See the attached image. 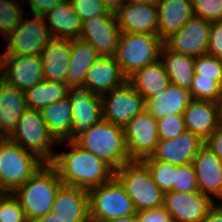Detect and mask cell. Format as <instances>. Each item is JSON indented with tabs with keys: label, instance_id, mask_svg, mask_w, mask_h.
I'll return each mask as SVG.
<instances>
[{
	"label": "cell",
	"instance_id": "cell-27",
	"mask_svg": "<svg viewBox=\"0 0 222 222\" xmlns=\"http://www.w3.org/2000/svg\"><path fill=\"white\" fill-rule=\"evenodd\" d=\"M128 81L144 101L160 96L171 83L160 59L137 71Z\"/></svg>",
	"mask_w": 222,
	"mask_h": 222
},
{
	"label": "cell",
	"instance_id": "cell-47",
	"mask_svg": "<svg viewBox=\"0 0 222 222\" xmlns=\"http://www.w3.org/2000/svg\"><path fill=\"white\" fill-rule=\"evenodd\" d=\"M109 12L115 13L121 6L126 3V0H101Z\"/></svg>",
	"mask_w": 222,
	"mask_h": 222
},
{
	"label": "cell",
	"instance_id": "cell-6",
	"mask_svg": "<svg viewBox=\"0 0 222 222\" xmlns=\"http://www.w3.org/2000/svg\"><path fill=\"white\" fill-rule=\"evenodd\" d=\"M136 212L163 206L164 192L154 182L150 170L142 161H130L115 171Z\"/></svg>",
	"mask_w": 222,
	"mask_h": 222
},
{
	"label": "cell",
	"instance_id": "cell-44",
	"mask_svg": "<svg viewBox=\"0 0 222 222\" xmlns=\"http://www.w3.org/2000/svg\"><path fill=\"white\" fill-rule=\"evenodd\" d=\"M63 1L64 0H23V3L26 5V2H28L29 4L30 12L28 14L43 16Z\"/></svg>",
	"mask_w": 222,
	"mask_h": 222
},
{
	"label": "cell",
	"instance_id": "cell-43",
	"mask_svg": "<svg viewBox=\"0 0 222 222\" xmlns=\"http://www.w3.org/2000/svg\"><path fill=\"white\" fill-rule=\"evenodd\" d=\"M137 222H173L163 206L136 212Z\"/></svg>",
	"mask_w": 222,
	"mask_h": 222
},
{
	"label": "cell",
	"instance_id": "cell-3",
	"mask_svg": "<svg viewBox=\"0 0 222 222\" xmlns=\"http://www.w3.org/2000/svg\"><path fill=\"white\" fill-rule=\"evenodd\" d=\"M61 185L57 170L46 163L12 194L30 222L52 211L55 195Z\"/></svg>",
	"mask_w": 222,
	"mask_h": 222
},
{
	"label": "cell",
	"instance_id": "cell-5",
	"mask_svg": "<svg viewBox=\"0 0 222 222\" xmlns=\"http://www.w3.org/2000/svg\"><path fill=\"white\" fill-rule=\"evenodd\" d=\"M163 45L158 34L121 33L114 57L128 80L146 65L160 59Z\"/></svg>",
	"mask_w": 222,
	"mask_h": 222
},
{
	"label": "cell",
	"instance_id": "cell-8",
	"mask_svg": "<svg viewBox=\"0 0 222 222\" xmlns=\"http://www.w3.org/2000/svg\"><path fill=\"white\" fill-rule=\"evenodd\" d=\"M89 217L94 222L135 215L136 210L124 186L114 176L108 182L88 190Z\"/></svg>",
	"mask_w": 222,
	"mask_h": 222
},
{
	"label": "cell",
	"instance_id": "cell-33",
	"mask_svg": "<svg viewBox=\"0 0 222 222\" xmlns=\"http://www.w3.org/2000/svg\"><path fill=\"white\" fill-rule=\"evenodd\" d=\"M21 2L18 0H0V34L4 40L14 31L25 14L22 7L24 6L23 0Z\"/></svg>",
	"mask_w": 222,
	"mask_h": 222
},
{
	"label": "cell",
	"instance_id": "cell-14",
	"mask_svg": "<svg viewBox=\"0 0 222 222\" xmlns=\"http://www.w3.org/2000/svg\"><path fill=\"white\" fill-rule=\"evenodd\" d=\"M209 21L192 16L183 27L164 41L171 51L197 57L207 54L210 33Z\"/></svg>",
	"mask_w": 222,
	"mask_h": 222
},
{
	"label": "cell",
	"instance_id": "cell-22",
	"mask_svg": "<svg viewBox=\"0 0 222 222\" xmlns=\"http://www.w3.org/2000/svg\"><path fill=\"white\" fill-rule=\"evenodd\" d=\"M186 130L205 141L218 128L216 102L191 100L183 112Z\"/></svg>",
	"mask_w": 222,
	"mask_h": 222
},
{
	"label": "cell",
	"instance_id": "cell-39",
	"mask_svg": "<svg viewBox=\"0 0 222 222\" xmlns=\"http://www.w3.org/2000/svg\"><path fill=\"white\" fill-rule=\"evenodd\" d=\"M81 22L93 17L115 16L101 0H69Z\"/></svg>",
	"mask_w": 222,
	"mask_h": 222
},
{
	"label": "cell",
	"instance_id": "cell-50",
	"mask_svg": "<svg viewBox=\"0 0 222 222\" xmlns=\"http://www.w3.org/2000/svg\"><path fill=\"white\" fill-rule=\"evenodd\" d=\"M218 125L222 128V96L216 101Z\"/></svg>",
	"mask_w": 222,
	"mask_h": 222
},
{
	"label": "cell",
	"instance_id": "cell-15",
	"mask_svg": "<svg viewBox=\"0 0 222 222\" xmlns=\"http://www.w3.org/2000/svg\"><path fill=\"white\" fill-rule=\"evenodd\" d=\"M120 35L115 16H99L82 21L79 39L89 43L99 56L114 57Z\"/></svg>",
	"mask_w": 222,
	"mask_h": 222
},
{
	"label": "cell",
	"instance_id": "cell-32",
	"mask_svg": "<svg viewBox=\"0 0 222 222\" xmlns=\"http://www.w3.org/2000/svg\"><path fill=\"white\" fill-rule=\"evenodd\" d=\"M27 107L41 110L49 104L64 99L68 94V85L61 82L43 80L25 92Z\"/></svg>",
	"mask_w": 222,
	"mask_h": 222
},
{
	"label": "cell",
	"instance_id": "cell-23",
	"mask_svg": "<svg viewBox=\"0 0 222 222\" xmlns=\"http://www.w3.org/2000/svg\"><path fill=\"white\" fill-rule=\"evenodd\" d=\"M71 40L52 38L41 53L43 78L67 84Z\"/></svg>",
	"mask_w": 222,
	"mask_h": 222
},
{
	"label": "cell",
	"instance_id": "cell-49",
	"mask_svg": "<svg viewBox=\"0 0 222 222\" xmlns=\"http://www.w3.org/2000/svg\"><path fill=\"white\" fill-rule=\"evenodd\" d=\"M105 222H137V217L135 214V215L123 216V217H119V218H112V219H109Z\"/></svg>",
	"mask_w": 222,
	"mask_h": 222
},
{
	"label": "cell",
	"instance_id": "cell-26",
	"mask_svg": "<svg viewBox=\"0 0 222 222\" xmlns=\"http://www.w3.org/2000/svg\"><path fill=\"white\" fill-rule=\"evenodd\" d=\"M43 17L53 38L69 40L79 38L82 22L69 0L56 5Z\"/></svg>",
	"mask_w": 222,
	"mask_h": 222
},
{
	"label": "cell",
	"instance_id": "cell-7",
	"mask_svg": "<svg viewBox=\"0 0 222 222\" xmlns=\"http://www.w3.org/2000/svg\"><path fill=\"white\" fill-rule=\"evenodd\" d=\"M7 139L36 154L45 163H51L55 157L53 149L58 142L49 133L40 110L27 108Z\"/></svg>",
	"mask_w": 222,
	"mask_h": 222
},
{
	"label": "cell",
	"instance_id": "cell-13",
	"mask_svg": "<svg viewBox=\"0 0 222 222\" xmlns=\"http://www.w3.org/2000/svg\"><path fill=\"white\" fill-rule=\"evenodd\" d=\"M215 204V200L200 191L164 193L163 207L173 222H201Z\"/></svg>",
	"mask_w": 222,
	"mask_h": 222
},
{
	"label": "cell",
	"instance_id": "cell-42",
	"mask_svg": "<svg viewBox=\"0 0 222 222\" xmlns=\"http://www.w3.org/2000/svg\"><path fill=\"white\" fill-rule=\"evenodd\" d=\"M207 54L222 59V21L211 22Z\"/></svg>",
	"mask_w": 222,
	"mask_h": 222
},
{
	"label": "cell",
	"instance_id": "cell-20",
	"mask_svg": "<svg viewBox=\"0 0 222 222\" xmlns=\"http://www.w3.org/2000/svg\"><path fill=\"white\" fill-rule=\"evenodd\" d=\"M199 191L213 200L222 198V162L205 145L192 161ZM216 197V198H214Z\"/></svg>",
	"mask_w": 222,
	"mask_h": 222
},
{
	"label": "cell",
	"instance_id": "cell-24",
	"mask_svg": "<svg viewBox=\"0 0 222 222\" xmlns=\"http://www.w3.org/2000/svg\"><path fill=\"white\" fill-rule=\"evenodd\" d=\"M25 93L0 79V137L8 138L27 109Z\"/></svg>",
	"mask_w": 222,
	"mask_h": 222
},
{
	"label": "cell",
	"instance_id": "cell-37",
	"mask_svg": "<svg viewBox=\"0 0 222 222\" xmlns=\"http://www.w3.org/2000/svg\"><path fill=\"white\" fill-rule=\"evenodd\" d=\"M0 222H29L12 193H0Z\"/></svg>",
	"mask_w": 222,
	"mask_h": 222
},
{
	"label": "cell",
	"instance_id": "cell-28",
	"mask_svg": "<svg viewBox=\"0 0 222 222\" xmlns=\"http://www.w3.org/2000/svg\"><path fill=\"white\" fill-rule=\"evenodd\" d=\"M191 100L190 91L170 83L163 94L145 101V109L156 120H159L165 116L183 115Z\"/></svg>",
	"mask_w": 222,
	"mask_h": 222
},
{
	"label": "cell",
	"instance_id": "cell-1",
	"mask_svg": "<svg viewBox=\"0 0 222 222\" xmlns=\"http://www.w3.org/2000/svg\"><path fill=\"white\" fill-rule=\"evenodd\" d=\"M65 143L69 150L56 152L50 163L57 170L63 185L90 190L115 176V171L108 164L74 141L58 142Z\"/></svg>",
	"mask_w": 222,
	"mask_h": 222
},
{
	"label": "cell",
	"instance_id": "cell-31",
	"mask_svg": "<svg viewBox=\"0 0 222 222\" xmlns=\"http://www.w3.org/2000/svg\"><path fill=\"white\" fill-rule=\"evenodd\" d=\"M99 57L98 52L89 43L79 38L71 40L67 85H84L87 70Z\"/></svg>",
	"mask_w": 222,
	"mask_h": 222
},
{
	"label": "cell",
	"instance_id": "cell-38",
	"mask_svg": "<svg viewBox=\"0 0 222 222\" xmlns=\"http://www.w3.org/2000/svg\"><path fill=\"white\" fill-rule=\"evenodd\" d=\"M174 191L182 193L199 191L192 163L175 165Z\"/></svg>",
	"mask_w": 222,
	"mask_h": 222
},
{
	"label": "cell",
	"instance_id": "cell-9",
	"mask_svg": "<svg viewBox=\"0 0 222 222\" xmlns=\"http://www.w3.org/2000/svg\"><path fill=\"white\" fill-rule=\"evenodd\" d=\"M31 15L32 18L26 17ZM20 23L6 38L3 55H34L41 57V53L53 38L44 17L26 13ZM25 16V17H24Z\"/></svg>",
	"mask_w": 222,
	"mask_h": 222
},
{
	"label": "cell",
	"instance_id": "cell-16",
	"mask_svg": "<svg viewBox=\"0 0 222 222\" xmlns=\"http://www.w3.org/2000/svg\"><path fill=\"white\" fill-rule=\"evenodd\" d=\"M1 79L25 92L44 80L41 57L34 55H3Z\"/></svg>",
	"mask_w": 222,
	"mask_h": 222
},
{
	"label": "cell",
	"instance_id": "cell-34",
	"mask_svg": "<svg viewBox=\"0 0 222 222\" xmlns=\"http://www.w3.org/2000/svg\"><path fill=\"white\" fill-rule=\"evenodd\" d=\"M142 162L148 167L154 182L164 193L174 191L175 165L153 160L151 157Z\"/></svg>",
	"mask_w": 222,
	"mask_h": 222
},
{
	"label": "cell",
	"instance_id": "cell-52",
	"mask_svg": "<svg viewBox=\"0 0 222 222\" xmlns=\"http://www.w3.org/2000/svg\"><path fill=\"white\" fill-rule=\"evenodd\" d=\"M2 59H3V51L0 53V79L2 78Z\"/></svg>",
	"mask_w": 222,
	"mask_h": 222
},
{
	"label": "cell",
	"instance_id": "cell-18",
	"mask_svg": "<svg viewBox=\"0 0 222 222\" xmlns=\"http://www.w3.org/2000/svg\"><path fill=\"white\" fill-rule=\"evenodd\" d=\"M115 17L121 33L158 34L157 5L126 2Z\"/></svg>",
	"mask_w": 222,
	"mask_h": 222
},
{
	"label": "cell",
	"instance_id": "cell-45",
	"mask_svg": "<svg viewBox=\"0 0 222 222\" xmlns=\"http://www.w3.org/2000/svg\"><path fill=\"white\" fill-rule=\"evenodd\" d=\"M204 145L210 149L222 162V128H218L205 141Z\"/></svg>",
	"mask_w": 222,
	"mask_h": 222
},
{
	"label": "cell",
	"instance_id": "cell-48",
	"mask_svg": "<svg viewBox=\"0 0 222 222\" xmlns=\"http://www.w3.org/2000/svg\"><path fill=\"white\" fill-rule=\"evenodd\" d=\"M30 222H62V221L50 212L47 213L46 215L37 217Z\"/></svg>",
	"mask_w": 222,
	"mask_h": 222
},
{
	"label": "cell",
	"instance_id": "cell-10",
	"mask_svg": "<svg viewBox=\"0 0 222 222\" xmlns=\"http://www.w3.org/2000/svg\"><path fill=\"white\" fill-rule=\"evenodd\" d=\"M130 161H143L152 156L159 142L158 120L146 109L135 115L124 127Z\"/></svg>",
	"mask_w": 222,
	"mask_h": 222
},
{
	"label": "cell",
	"instance_id": "cell-12",
	"mask_svg": "<svg viewBox=\"0 0 222 222\" xmlns=\"http://www.w3.org/2000/svg\"><path fill=\"white\" fill-rule=\"evenodd\" d=\"M101 102L103 119L122 127L145 109L143 97L128 80L101 95Z\"/></svg>",
	"mask_w": 222,
	"mask_h": 222
},
{
	"label": "cell",
	"instance_id": "cell-2",
	"mask_svg": "<svg viewBox=\"0 0 222 222\" xmlns=\"http://www.w3.org/2000/svg\"><path fill=\"white\" fill-rule=\"evenodd\" d=\"M74 142L100 158L114 171L130 162L123 127L104 119L89 127Z\"/></svg>",
	"mask_w": 222,
	"mask_h": 222
},
{
	"label": "cell",
	"instance_id": "cell-17",
	"mask_svg": "<svg viewBox=\"0 0 222 222\" xmlns=\"http://www.w3.org/2000/svg\"><path fill=\"white\" fill-rule=\"evenodd\" d=\"M51 213L62 222H89L88 190L62 184L55 195Z\"/></svg>",
	"mask_w": 222,
	"mask_h": 222
},
{
	"label": "cell",
	"instance_id": "cell-29",
	"mask_svg": "<svg viewBox=\"0 0 222 222\" xmlns=\"http://www.w3.org/2000/svg\"><path fill=\"white\" fill-rule=\"evenodd\" d=\"M160 60L164 65L169 81L174 85L190 91L195 74V58L173 52L163 45Z\"/></svg>",
	"mask_w": 222,
	"mask_h": 222
},
{
	"label": "cell",
	"instance_id": "cell-41",
	"mask_svg": "<svg viewBox=\"0 0 222 222\" xmlns=\"http://www.w3.org/2000/svg\"><path fill=\"white\" fill-rule=\"evenodd\" d=\"M185 131L186 126L183 115H170L158 120L160 140L174 139Z\"/></svg>",
	"mask_w": 222,
	"mask_h": 222
},
{
	"label": "cell",
	"instance_id": "cell-40",
	"mask_svg": "<svg viewBox=\"0 0 222 222\" xmlns=\"http://www.w3.org/2000/svg\"><path fill=\"white\" fill-rule=\"evenodd\" d=\"M193 16L206 21H222V0H191Z\"/></svg>",
	"mask_w": 222,
	"mask_h": 222
},
{
	"label": "cell",
	"instance_id": "cell-25",
	"mask_svg": "<svg viewBox=\"0 0 222 222\" xmlns=\"http://www.w3.org/2000/svg\"><path fill=\"white\" fill-rule=\"evenodd\" d=\"M158 35L165 41L193 16L191 0H159Z\"/></svg>",
	"mask_w": 222,
	"mask_h": 222
},
{
	"label": "cell",
	"instance_id": "cell-30",
	"mask_svg": "<svg viewBox=\"0 0 222 222\" xmlns=\"http://www.w3.org/2000/svg\"><path fill=\"white\" fill-rule=\"evenodd\" d=\"M49 133L57 142L64 141L72 127V106L68 96L40 110Z\"/></svg>",
	"mask_w": 222,
	"mask_h": 222
},
{
	"label": "cell",
	"instance_id": "cell-35",
	"mask_svg": "<svg viewBox=\"0 0 222 222\" xmlns=\"http://www.w3.org/2000/svg\"><path fill=\"white\" fill-rule=\"evenodd\" d=\"M190 94L193 100L216 102L222 96V87L212 78L193 77Z\"/></svg>",
	"mask_w": 222,
	"mask_h": 222
},
{
	"label": "cell",
	"instance_id": "cell-51",
	"mask_svg": "<svg viewBox=\"0 0 222 222\" xmlns=\"http://www.w3.org/2000/svg\"><path fill=\"white\" fill-rule=\"evenodd\" d=\"M127 3H139L148 5H157L159 0H126Z\"/></svg>",
	"mask_w": 222,
	"mask_h": 222
},
{
	"label": "cell",
	"instance_id": "cell-46",
	"mask_svg": "<svg viewBox=\"0 0 222 222\" xmlns=\"http://www.w3.org/2000/svg\"><path fill=\"white\" fill-rule=\"evenodd\" d=\"M201 222H222V206L216 202Z\"/></svg>",
	"mask_w": 222,
	"mask_h": 222
},
{
	"label": "cell",
	"instance_id": "cell-21",
	"mask_svg": "<svg viewBox=\"0 0 222 222\" xmlns=\"http://www.w3.org/2000/svg\"><path fill=\"white\" fill-rule=\"evenodd\" d=\"M127 79L122 74L115 57L100 56L87 70L84 85L92 93L103 95L121 86Z\"/></svg>",
	"mask_w": 222,
	"mask_h": 222
},
{
	"label": "cell",
	"instance_id": "cell-19",
	"mask_svg": "<svg viewBox=\"0 0 222 222\" xmlns=\"http://www.w3.org/2000/svg\"><path fill=\"white\" fill-rule=\"evenodd\" d=\"M203 145L204 141L186 130L174 139L159 140L151 158L173 165H184L192 163Z\"/></svg>",
	"mask_w": 222,
	"mask_h": 222
},
{
	"label": "cell",
	"instance_id": "cell-4",
	"mask_svg": "<svg viewBox=\"0 0 222 222\" xmlns=\"http://www.w3.org/2000/svg\"><path fill=\"white\" fill-rule=\"evenodd\" d=\"M45 164L36 154L0 137V193H13Z\"/></svg>",
	"mask_w": 222,
	"mask_h": 222
},
{
	"label": "cell",
	"instance_id": "cell-11",
	"mask_svg": "<svg viewBox=\"0 0 222 222\" xmlns=\"http://www.w3.org/2000/svg\"><path fill=\"white\" fill-rule=\"evenodd\" d=\"M68 97L72 106V127L64 141H74L84 131L103 119L101 96L85 85H69Z\"/></svg>",
	"mask_w": 222,
	"mask_h": 222
},
{
	"label": "cell",
	"instance_id": "cell-36",
	"mask_svg": "<svg viewBox=\"0 0 222 222\" xmlns=\"http://www.w3.org/2000/svg\"><path fill=\"white\" fill-rule=\"evenodd\" d=\"M194 77L212 78L222 87V59L205 54L195 57Z\"/></svg>",
	"mask_w": 222,
	"mask_h": 222
}]
</instances>
